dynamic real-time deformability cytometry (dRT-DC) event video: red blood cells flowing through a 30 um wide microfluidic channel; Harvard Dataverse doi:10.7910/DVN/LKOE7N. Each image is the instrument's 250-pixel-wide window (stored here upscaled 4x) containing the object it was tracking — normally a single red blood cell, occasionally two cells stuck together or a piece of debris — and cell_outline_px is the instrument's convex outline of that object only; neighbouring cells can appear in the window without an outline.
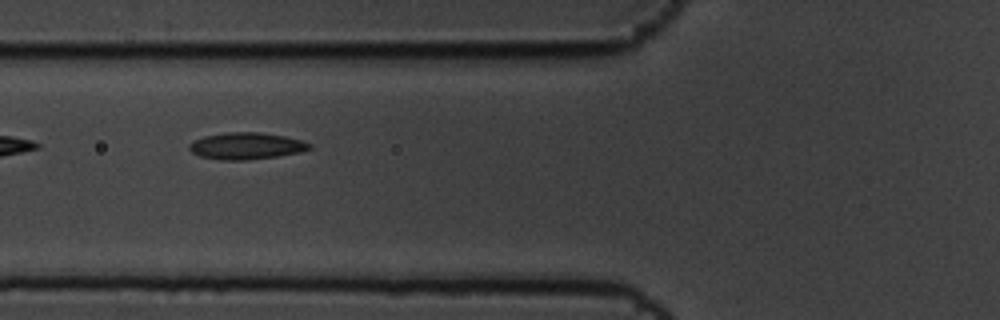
{"species": "common noctule bat (a hibernating species)", "species_latin": "Nyctalus noctula", "temperature_condition": "cold", "stored_images_in_passage": 3, "camera_frame_rate_fps": 3000, "um_per_image_px": 0.085, "animal": {"sex": "male", "body_mass_g": 19.5, "forearm_length_mm": 54.6}, "frame": {"image": 1, "passage_image": 3, "time_ms": 0.667, "image_size_px": [1000, 320], "cell_outline_px": [[312, 148], [300, 152], [276, 156], [248, 160], [224, 160], [200, 156], [192, 152], [188, 148], [188, 144], [192, 140], [204, 136], [228, 132], [260, 132], [284, 136], [300, 140], [312, 144]], "centroid_in_image_um": [20.91, 12.4], "position_along_channel_um": 104.9, "area_um2": 18.73}}